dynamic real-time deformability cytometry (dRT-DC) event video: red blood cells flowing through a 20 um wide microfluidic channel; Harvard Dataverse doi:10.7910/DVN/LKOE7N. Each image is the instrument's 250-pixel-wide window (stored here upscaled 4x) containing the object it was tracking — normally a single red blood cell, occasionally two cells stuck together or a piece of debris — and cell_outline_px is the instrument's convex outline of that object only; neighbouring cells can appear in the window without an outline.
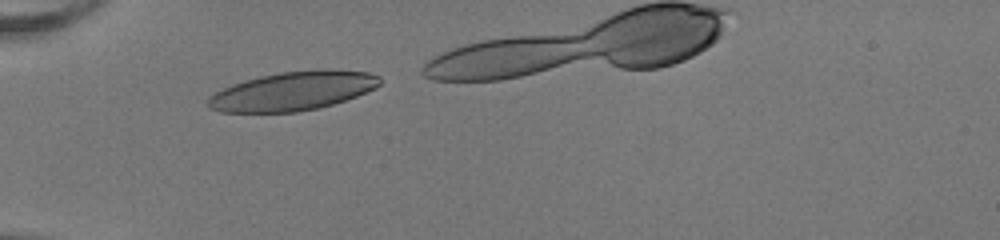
{"species": "human", "species_latin": "Homo sapiens", "temperature_condition": "room temperature", "stored_images_in_passage": 15, "camera_frame_rate_fps": 3000, "um_per_image_px": 0.085, "donor": {"sex": "female"}, "frame": {"image": 1, "passage_image": 1, "time_ms": 0.0, "image_size_px": [1000, 240], "cell_outline_px": [[380, 84], [376, 88], [356, 96], [332, 104], [316, 108], [296, 112], [220, 112], [208, 108], [208, 96], [232, 84], [260, 76], [280, 72], [328, 68], [368, 72], [380, 76]], "centroid_in_image_um": [24.9, 7.73], "position_along_channel_um": 60.1, "area_um2": 38.9}}
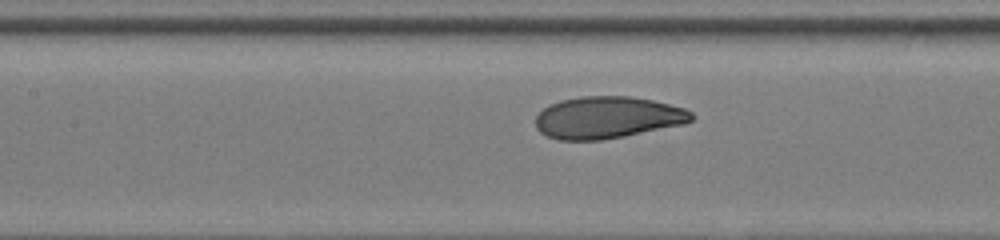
{"frame": {"image": 2, "passage_image": 9, "time_ms": 2.667, "image_size_px": [1000, 240], "cell_outline_px": [[692, 120], [684, 124], [624, 136], [600, 140], [560, 140], [548, 136], [540, 132], [536, 128], [536, 116], [548, 104], [560, 100], [580, 96], [632, 96], [652, 100], [684, 108], [692, 112]], "centroid_in_image_um": [51.61, 9.98], "position_along_channel_um": 155.8, "area_um2": 38.09}}
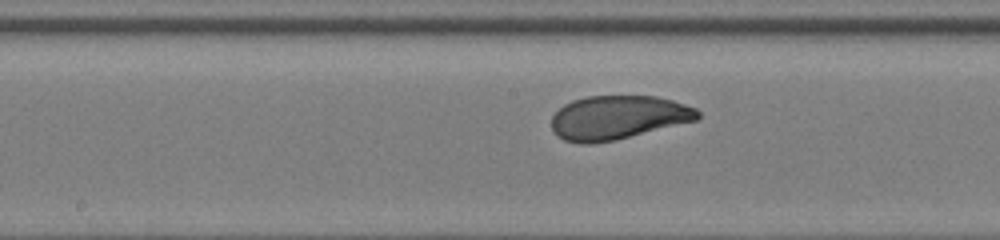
{"frame": {"image": 3, "passage_image": 12, "time_ms": 3.667, "image_size_px": [1000, 240], "cell_outline_px": [[700, 116], [696, 120], [616, 140], [592, 144], [580, 144], [564, 140], [556, 136], [552, 132], [552, 116], [564, 104], [572, 100], [588, 96], [656, 96], [672, 100], [696, 108], [700, 112]], "centroid_in_image_um": [52.49, 10.0], "position_along_channel_um": 195.7, "area_um2": 37.45}}